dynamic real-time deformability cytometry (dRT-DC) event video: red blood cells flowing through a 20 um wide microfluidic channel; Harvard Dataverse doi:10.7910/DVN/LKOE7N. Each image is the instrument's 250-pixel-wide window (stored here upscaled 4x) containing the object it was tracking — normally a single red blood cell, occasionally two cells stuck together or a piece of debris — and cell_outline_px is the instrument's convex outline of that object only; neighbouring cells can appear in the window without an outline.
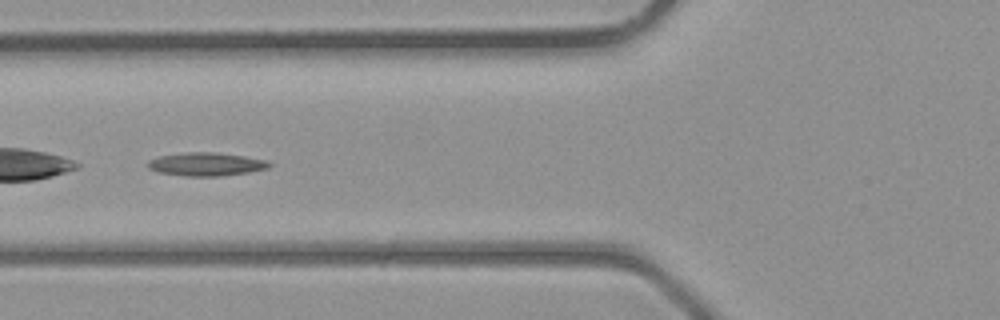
{"species": "common noctule bat (a hibernating species)", "species_latin": "Nyctalus noctula", "temperature_condition": "room temperature", "stored_images_in_passage": 29, "camera_frame_rate_fps": 3000, "um_per_image_px": 0.085, "animal": {"sex": "male", "body_mass_g": 23.1, "forearm_length_mm": 52.7}, "frame": {"image": 1, "passage_image": 5, "time_ms": 1.333, "image_size_px": [1000, 320], "cell_outline_px": [[272, 164], [268, 168], [248, 172], [220, 176], [184, 176], [156, 172], [148, 168], [144, 164], [148, 160], [160, 156], [188, 152], [212, 152], [244, 156], [268, 160]], "centroid_in_image_um": [17.48, 13.96], "position_along_channel_um": 108.3, "area_um2": 16.59}}